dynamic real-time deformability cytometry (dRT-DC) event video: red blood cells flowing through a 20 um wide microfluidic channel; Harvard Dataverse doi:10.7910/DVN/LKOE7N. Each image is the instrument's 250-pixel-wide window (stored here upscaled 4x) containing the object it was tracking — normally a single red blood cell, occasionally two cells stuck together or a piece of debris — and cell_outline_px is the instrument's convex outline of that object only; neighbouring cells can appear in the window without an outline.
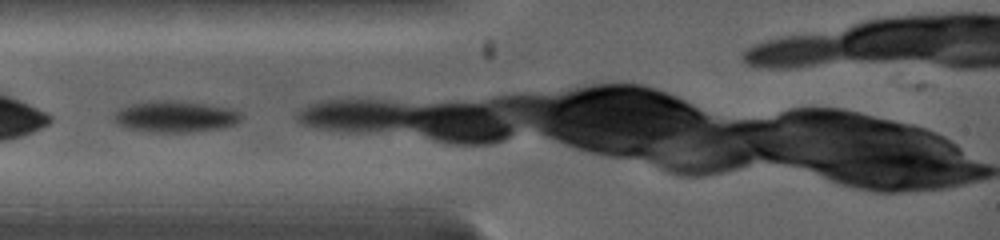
{"species": "common noctule bat (a hibernating species)", "species_latin": "Nyctalus noctula", "temperature_condition": "warm", "stored_images_in_passage": 8, "camera_frame_rate_fps": 5000, "um_per_image_px": 0.085, "animal": {"sex": "female", "body_mass_g": 19.0, "forearm_length_mm": 53.3}, "frame": {"image": 1, "passage_image": 1, "time_ms": 0.0, "image_size_px": [1000, 240], "cell_outline_px": [[244, 116], [236, 124], [220, 128], [188, 132], [156, 132], [128, 128], [112, 120], [112, 116], [120, 108], [132, 104], [152, 100], [180, 100], [232, 108], [240, 112]], "centroid_in_image_um": [14.93, 9.89], "position_along_channel_um": 70.1, "area_um2": 23.35}}